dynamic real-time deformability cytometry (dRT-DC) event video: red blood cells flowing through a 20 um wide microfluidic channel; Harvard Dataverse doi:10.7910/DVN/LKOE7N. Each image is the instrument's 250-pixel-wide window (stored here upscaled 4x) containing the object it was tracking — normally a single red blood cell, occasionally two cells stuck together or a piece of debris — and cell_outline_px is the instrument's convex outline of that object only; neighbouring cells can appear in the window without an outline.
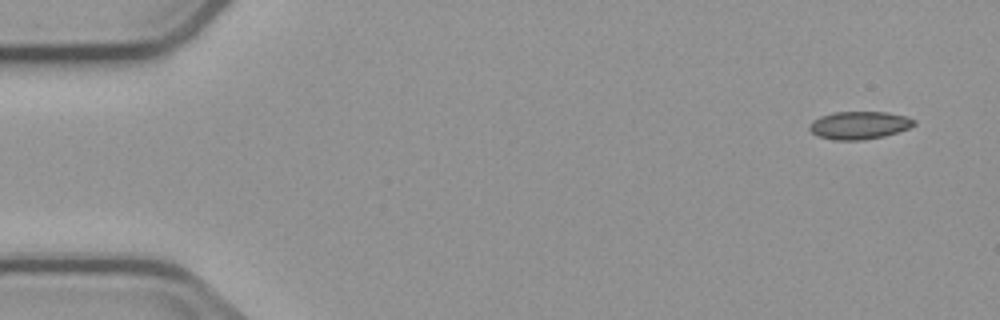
{"species": "common noctule bat (a hibernating species)", "species_latin": "Nyctalus noctula", "temperature_condition": "cold", "stored_images_in_passage": 4, "camera_frame_rate_fps": 3000, "um_per_image_px": 0.085, "animal": {"sex": "male", "body_mass_g": 23.1, "forearm_length_mm": 52.7}, "frame": {"image": 1, "passage_image": 1, "time_ms": 0.0, "image_size_px": [1000, 320], "cell_outline_px": [[916, 124], [908, 128], [884, 136], [864, 140], [836, 140], [816, 136], [808, 128], [812, 120], [820, 116], [832, 112], [884, 112], [904, 116], [916, 120]], "centroid_in_image_um": [72.99, 10.65], "position_along_channel_um": 12.0, "area_um2": 16.94}}